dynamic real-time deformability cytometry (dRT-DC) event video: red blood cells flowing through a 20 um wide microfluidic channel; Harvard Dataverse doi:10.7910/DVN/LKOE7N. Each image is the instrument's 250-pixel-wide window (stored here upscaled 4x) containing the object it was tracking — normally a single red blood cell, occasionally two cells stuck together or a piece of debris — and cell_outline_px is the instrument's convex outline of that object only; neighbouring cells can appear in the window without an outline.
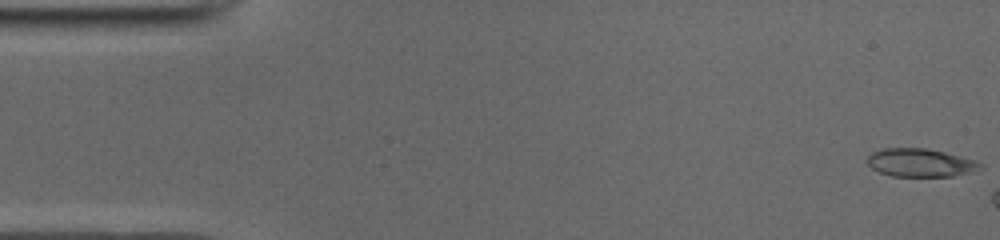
{"species": "common noctule bat (a hibernating species)", "species_latin": "Nyctalus noctula", "temperature_condition": "cold", "stored_images_in_passage": 6, "camera_frame_rate_fps": 3000, "um_per_image_px": 0.085, "animal": {"sex": "male", "body_mass_g": 19.0, "forearm_length_mm": 50.8}, "frame": {"image": 1, "passage_image": 1, "time_ms": 0.0, "image_size_px": [1000, 240], "cell_outline_px": [[984, 168], [952, 176], [892, 176], [880, 172], [872, 168], [868, 164], [868, 156], [872, 152], [884, 148], [924, 148], [944, 152], [976, 160], [984, 164]], "centroid_in_image_um": [78.25, 13.83], "position_along_channel_um": 6.7, "area_um2": 18.44}}